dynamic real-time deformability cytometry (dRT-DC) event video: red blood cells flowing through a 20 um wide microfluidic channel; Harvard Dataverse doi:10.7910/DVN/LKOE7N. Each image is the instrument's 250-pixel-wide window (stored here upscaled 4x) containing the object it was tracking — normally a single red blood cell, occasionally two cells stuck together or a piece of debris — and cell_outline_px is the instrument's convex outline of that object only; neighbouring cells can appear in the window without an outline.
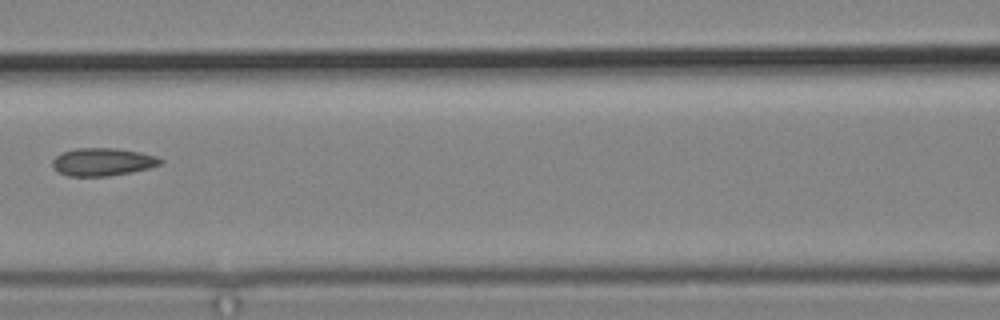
{"species": "common noctule bat (a hibernating species)", "species_latin": "Nyctalus noctula", "temperature_condition": "cold", "stored_images_in_passage": 11, "camera_frame_rate_fps": 3000, "um_per_image_px": 0.085, "animal": {"sex": "male", "body_mass_g": 19.2, "forearm_length_mm": 51.8}, "frame": {"image": 1, "passage_image": 7, "time_ms": 8.333, "image_size_px": [1000, 320], "cell_outline_px": [[164, 160], [160, 164], [148, 168], [132, 172], [108, 176], [68, 176], [52, 168], [52, 160], [60, 152], [76, 148], [116, 148], [140, 152], [156, 156]], "centroid_in_image_um": [8.7, 13.75], "position_along_channel_um": 157.9, "area_um2": 17.57}}
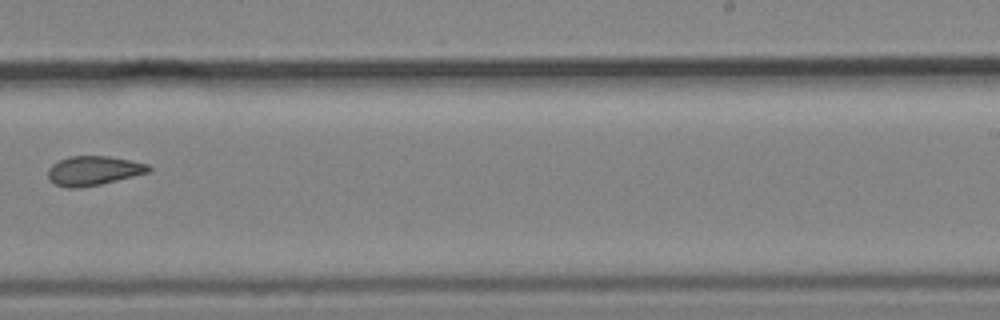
{"frame": {"image": 2, "passage_image": 10, "time_ms": 11.667, "image_size_px": [1000, 320], "cell_outline_px": [[152, 168], [148, 172], [100, 184], [80, 188], [64, 188], [56, 184], [48, 176], [48, 168], [52, 164], [68, 156], [108, 156], [132, 160], [148, 164]], "centroid_in_image_um": [7.94, 14.5], "position_along_channel_um": 281.1, "area_um2": 17.11}}
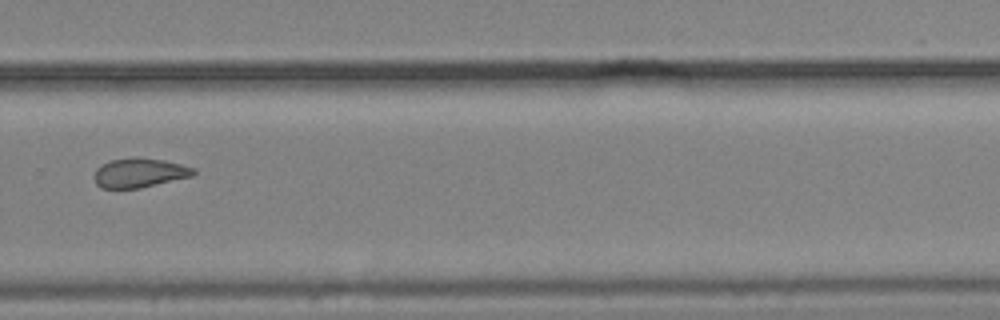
{"frame": {"image": 3, "passage_image": 11, "time_ms": 12.667, "image_size_px": [1000, 320], "cell_outline_px": [[196, 172], [192, 176], [140, 188], [100, 188], [96, 184], [92, 176], [96, 168], [112, 160], [132, 156], [136, 156], [164, 160], [196, 168]], "centroid_in_image_um": [11.83, 14.68], "position_along_channel_um": 318.0, "area_um2": 17.17}}